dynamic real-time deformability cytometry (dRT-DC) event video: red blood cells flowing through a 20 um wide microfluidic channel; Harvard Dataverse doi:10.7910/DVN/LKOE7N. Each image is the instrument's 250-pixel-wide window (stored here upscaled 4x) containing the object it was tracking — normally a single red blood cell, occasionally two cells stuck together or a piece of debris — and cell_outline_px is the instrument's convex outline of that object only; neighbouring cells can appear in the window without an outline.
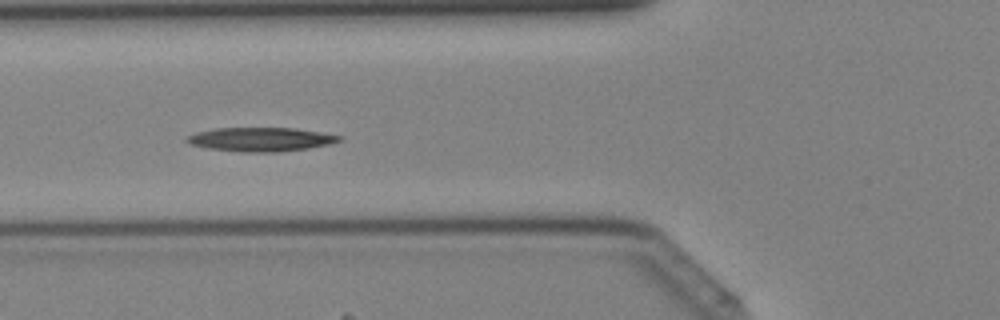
{"species": "Egyptian fruit bat (a non-hibernating species)", "species_latin": "Rousettus aegyptiacus", "temperature_condition": "cold", "stored_images_in_passage": 37, "camera_frame_rate_fps": 3000, "um_per_image_px": 0.085, "animal": {"sex": "female"}, "frame": {"image": 1, "passage_image": 10, "time_ms": 3.0, "image_size_px": [1000, 320], "cell_outline_px": [[340, 140], [328, 144], [308, 148], [280, 152], [240, 152], [208, 148], [188, 144], [184, 140], [188, 136], [196, 132], [216, 128], [296, 128], [320, 132], [340, 136]], "centroid_in_image_um": [22.1, 11.85], "position_along_channel_um": 103.7, "area_um2": 21.15}}
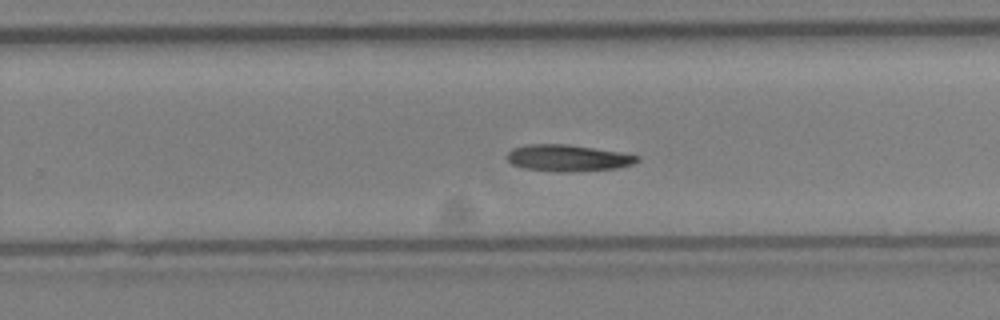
{"frame": {"image": 2, "passage_image": 21, "time_ms": 6.667, "image_size_px": [1000, 320], "cell_outline_px": [[640, 160], [632, 164], [616, 168], [568, 172], [556, 172], [524, 168], [512, 164], [508, 160], [508, 152], [512, 148], [528, 144], [568, 144], [620, 152], [640, 156]], "centroid_in_image_um": [48.27, 13.43], "position_along_channel_um": 281.5, "area_um2": 20.11}}
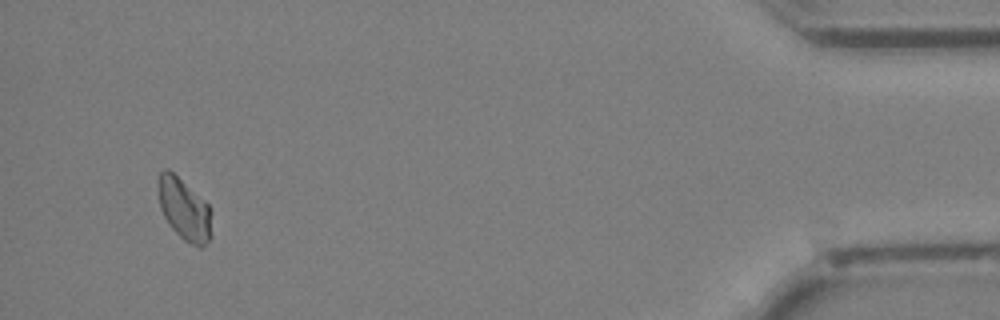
{"frame": {"image": 3, "passage_image": 34, "time_ms": 11.0, "image_size_px": [1000, 320], "cell_outline_px": [[212, 236], [200, 248], [184, 240], [172, 228], [164, 216], [160, 208], [156, 188], [156, 180], [160, 172], [164, 168], [168, 168], [208, 204], [212, 208]], "centroid_in_image_um": [15.65, 17.76], "position_along_channel_um": 419.6, "area_um2": 19.59}}